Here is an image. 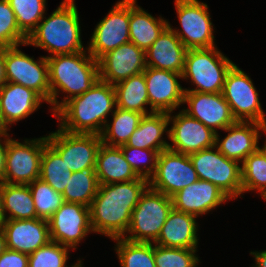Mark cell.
<instances>
[{
    "instance_id": "e575fe53",
    "label": "cell",
    "mask_w": 266,
    "mask_h": 267,
    "mask_svg": "<svg viewBox=\"0 0 266 267\" xmlns=\"http://www.w3.org/2000/svg\"><path fill=\"white\" fill-rule=\"evenodd\" d=\"M242 194L257 191L266 201V153L259 148L250 154L241 165Z\"/></svg>"
},
{
    "instance_id": "30bf717a",
    "label": "cell",
    "mask_w": 266,
    "mask_h": 267,
    "mask_svg": "<svg viewBox=\"0 0 266 267\" xmlns=\"http://www.w3.org/2000/svg\"><path fill=\"white\" fill-rule=\"evenodd\" d=\"M46 137L69 171L96 167L97 153L102 144L100 135L69 133L59 128Z\"/></svg>"
},
{
    "instance_id": "74e56055",
    "label": "cell",
    "mask_w": 266,
    "mask_h": 267,
    "mask_svg": "<svg viewBox=\"0 0 266 267\" xmlns=\"http://www.w3.org/2000/svg\"><path fill=\"white\" fill-rule=\"evenodd\" d=\"M70 248L57 242L50 241L48 244L28 254V267H68L66 265ZM77 263L69 266L75 267Z\"/></svg>"
},
{
    "instance_id": "c3c4849f",
    "label": "cell",
    "mask_w": 266,
    "mask_h": 267,
    "mask_svg": "<svg viewBox=\"0 0 266 267\" xmlns=\"http://www.w3.org/2000/svg\"><path fill=\"white\" fill-rule=\"evenodd\" d=\"M10 129L6 127L4 121H3V117H2V114H1V107H0V135H3V134H8V131Z\"/></svg>"
},
{
    "instance_id": "9a60e30c",
    "label": "cell",
    "mask_w": 266,
    "mask_h": 267,
    "mask_svg": "<svg viewBox=\"0 0 266 267\" xmlns=\"http://www.w3.org/2000/svg\"><path fill=\"white\" fill-rule=\"evenodd\" d=\"M51 241L76 249L92 233L90 207L64 202L48 219Z\"/></svg>"
},
{
    "instance_id": "f907efd6",
    "label": "cell",
    "mask_w": 266,
    "mask_h": 267,
    "mask_svg": "<svg viewBox=\"0 0 266 267\" xmlns=\"http://www.w3.org/2000/svg\"><path fill=\"white\" fill-rule=\"evenodd\" d=\"M82 261H80L75 267H82Z\"/></svg>"
},
{
    "instance_id": "681fc988",
    "label": "cell",
    "mask_w": 266,
    "mask_h": 267,
    "mask_svg": "<svg viewBox=\"0 0 266 267\" xmlns=\"http://www.w3.org/2000/svg\"><path fill=\"white\" fill-rule=\"evenodd\" d=\"M265 153H266V139H265V143L263 146L260 147Z\"/></svg>"
},
{
    "instance_id": "836d02e7",
    "label": "cell",
    "mask_w": 266,
    "mask_h": 267,
    "mask_svg": "<svg viewBox=\"0 0 266 267\" xmlns=\"http://www.w3.org/2000/svg\"><path fill=\"white\" fill-rule=\"evenodd\" d=\"M115 251L121 267H156L154 243L132 242L123 237L114 238Z\"/></svg>"
},
{
    "instance_id": "e0dca14e",
    "label": "cell",
    "mask_w": 266,
    "mask_h": 267,
    "mask_svg": "<svg viewBox=\"0 0 266 267\" xmlns=\"http://www.w3.org/2000/svg\"><path fill=\"white\" fill-rule=\"evenodd\" d=\"M183 104L188 105V108L182 109L185 113L199 120L215 133L218 132L217 129L224 130L237 122L222 92L184 91Z\"/></svg>"
},
{
    "instance_id": "52a82bcc",
    "label": "cell",
    "mask_w": 266,
    "mask_h": 267,
    "mask_svg": "<svg viewBox=\"0 0 266 267\" xmlns=\"http://www.w3.org/2000/svg\"><path fill=\"white\" fill-rule=\"evenodd\" d=\"M214 149L215 146L189 155L198 179L215 184L230 199L238 198L242 194L241 166Z\"/></svg>"
},
{
    "instance_id": "60d3db41",
    "label": "cell",
    "mask_w": 266,
    "mask_h": 267,
    "mask_svg": "<svg viewBox=\"0 0 266 267\" xmlns=\"http://www.w3.org/2000/svg\"><path fill=\"white\" fill-rule=\"evenodd\" d=\"M27 37L20 31L8 0H0V46L25 45Z\"/></svg>"
},
{
    "instance_id": "9c48e42d",
    "label": "cell",
    "mask_w": 266,
    "mask_h": 267,
    "mask_svg": "<svg viewBox=\"0 0 266 267\" xmlns=\"http://www.w3.org/2000/svg\"><path fill=\"white\" fill-rule=\"evenodd\" d=\"M222 94L236 121L257 122L266 125L259 94L251 78L234 64L228 71Z\"/></svg>"
},
{
    "instance_id": "ffe728a7",
    "label": "cell",
    "mask_w": 266,
    "mask_h": 267,
    "mask_svg": "<svg viewBox=\"0 0 266 267\" xmlns=\"http://www.w3.org/2000/svg\"><path fill=\"white\" fill-rule=\"evenodd\" d=\"M266 133V125L257 122L237 121L224 129L228 134L220 140L219 133L215 136V148L227 158L243 163L259 147V131Z\"/></svg>"
},
{
    "instance_id": "3957f363",
    "label": "cell",
    "mask_w": 266,
    "mask_h": 267,
    "mask_svg": "<svg viewBox=\"0 0 266 267\" xmlns=\"http://www.w3.org/2000/svg\"><path fill=\"white\" fill-rule=\"evenodd\" d=\"M46 57L53 114L66 101L85 93L100 79L98 61L88 53L87 48L79 53ZM60 92L67 93L61 102L58 101Z\"/></svg>"
},
{
    "instance_id": "277c9868",
    "label": "cell",
    "mask_w": 266,
    "mask_h": 267,
    "mask_svg": "<svg viewBox=\"0 0 266 267\" xmlns=\"http://www.w3.org/2000/svg\"><path fill=\"white\" fill-rule=\"evenodd\" d=\"M74 1L64 0L49 17L44 16L25 45L40 47L48 51L49 56L84 51L80 18Z\"/></svg>"
},
{
    "instance_id": "484cf974",
    "label": "cell",
    "mask_w": 266,
    "mask_h": 267,
    "mask_svg": "<svg viewBox=\"0 0 266 267\" xmlns=\"http://www.w3.org/2000/svg\"><path fill=\"white\" fill-rule=\"evenodd\" d=\"M169 125L168 113L153 112L144 115L126 145L140 149H152L160 153L168 149L170 144L163 139L165 132L169 137V128H167Z\"/></svg>"
},
{
    "instance_id": "7a4b0ae2",
    "label": "cell",
    "mask_w": 266,
    "mask_h": 267,
    "mask_svg": "<svg viewBox=\"0 0 266 267\" xmlns=\"http://www.w3.org/2000/svg\"><path fill=\"white\" fill-rule=\"evenodd\" d=\"M115 108L114 86L99 79L89 90L66 101L52 115L60 121L58 128L66 132L100 135L108 121L107 116L113 114Z\"/></svg>"
},
{
    "instance_id": "44dd1931",
    "label": "cell",
    "mask_w": 266,
    "mask_h": 267,
    "mask_svg": "<svg viewBox=\"0 0 266 267\" xmlns=\"http://www.w3.org/2000/svg\"><path fill=\"white\" fill-rule=\"evenodd\" d=\"M8 249L31 254L51 241L48 220H6L2 225Z\"/></svg>"
},
{
    "instance_id": "b9f144b4",
    "label": "cell",
    "mask_w": 266,
    "mask_h": 267,
    "mask_svg": "<svg viewBox=\"0 0 266 267\" xmlns=\"http://www.w3.org/2000/svg\"><path fill=\"white\" fill-rule=\"evenodd\" d=\"M0 267H28V254L7 248L0 255Z\"/></svg>"
},
{
    "instance_id": "7dc6e473",
    "label": "cell",
    "mask_w": 266,
    "mask_h": 267,
    "mask_svg": "<svg viewBox=\"0 0 266 267\" xmlns=\"http://www.w3.org/2000/svg\"><path fill=\"white\" fill-rule=\"evenodd\" d=\"M7 249L6 246V237L5 234L2 230V228L0 227V255Z\"/></svg>"
},
{
    "instance_id": "8fae6325",
    "label": "cell",
    "mask_w": 266,
    "mask_h": 267,
    "mask_svg": "<svg viewBox=\"0 0 266 267\" xmlns=\"http://www.w3.org/2000/svg\"><path fill=\"white\" fill-rule=\"evenodd\" d=\"M39 60V61H38ZM33 57L19 50V45L5 47V70L7 82L23 85L37 92L50 104V85L47 57Z\"/></svg>"
},
{
    "instance_id": "4fadbf2b",
    "label": "cell",
    "mask_w": 266,
    "mask_h": 267,
    "mask_svg": "<svg viewBox=\"0 0 266 267\" xmlns=\"http://www.w3.org/2000/svg\"><path fill=\"white\" fill-rule=\"evenodd\" d=\"M130 0H119L93 30L88 53L98 61L103 55L130 42Z\"/></svg>"
},
{
    "instance_id": "6da1fadb",
    "label": "cell",
    "mask_w": 266,
    "mask_h": 267,
    "mask_svg": "<svg viewBox=\"0 0 266 267\" xmlns=\"http://www.w3.org/2000/svg\"><path fill=\"white\" fill-rule=\"evenodd\" d=\"M148 187L149 180L142 177L127 182L99 185L90 206L93 232L111 239L126 235L132 212Z\"/></svg>"
},
{
    "instance_id": "f35d334b",
    "label": "cell",
    "mask_w": 266,
    "mask_h": 267,
    "mask_svg": "<svg viewBox=\"0 0 266 267\" xmlns=\"http://www.w3.org/2000/svg\"><path fill=\"white\" fill-rule=\"evenodd\" d=\"M198 249L172 248L154 244L156 267H198Z\"/></svg>"
},
{
    "instance_id": "4dcf8cb0",
    "label": "cell",
    "mask_w": 266,
    "mask_h": 267,
    "mask_svg": "<svg viewBox=\"0 0 266 267\" xmlns=\"http://www.w3.org/2000/svg\"><path fill=\"white\" fill-rule=\"evenodd\" d=\"M111 116L112 122L107 121L100 134L101 141L107 146L120 147L128 142L144 115L116 107Z\"/></svg>"
},
{
    "instance_id": "83f0119b",
    "label": "cell",
    "mask_w": 266,
    "mask_h": 267,
    "mask_svg": "<svg viewBox=\"0 0 266 267\" xmlns=\"http://www.w3.org/2000/svg\"><path fill=\"white\" fill-rule=\"evenodd\" d=\"M136 2L137 0H130V42L145 52L168 26L169 22L161 16L153 17Z\"/></svg>"
},
{
    "instance_id": "8992f818",
    "label": "cell",
    "mask_w": 266,
    "mask_h": 267,
    "mask_svg": "<svg viewBox=\"0 0 266 267\" xmlns=\"http://www.w3.org/2000/svg\"><path fill=\"white\" fill-rule=\"evenodd\" d=\"M172 198L148 187L134 208L123 238L132 242L155 243L170 211Z\"/></svg>"
},
{
    "instance_id": "7bdbcfd3",
    "label": "cell",
    "mask_w": 266,
    "mask_h": 267,
    "mask_svg": "<svg viewBox=\"0 0 266 267\" xmlns=\"http://www.w3.org/2000/svg\"><path fill=\"white\" fill-rule=\"evenodd\" d=\"M3 137V140L2 138ZM6 137V138H5ZM9 134L0 135V182H5V167Z\"/></svg>"
},
{
    "instance_id": "ac0fdd59",
    "label": "cell",
    "mask_w": 266,
    "mask_h": 267,
    "mask_svg": "<svg viewBox=\"0 0 266 267\" xmlns=\"http://www.w3.org/2000/svg\"><path fill=\"white\" fill-rule=\"evenodd\" d=\"M146 67L145 52L132 42L122 44L98 60L100 80L113 86L142 73Z\"/></svg>"
},
{
    "instance_id": "1f68e13d",
    "label": "cell",
    "mask_w": 266,
    "mask_h": 267,
    "mask_svg": "<svg viewBox=\"0 0 266 267\" xmlns=\"http://www.w3.org/2000/svg\"><path fill=\"white\" fill-rule=\"evenodd\" d=\"M99 183L95 168H86L73 172L63 192L64 202L91 206L97 194Z\"/></svg>"
},
{
    "instance_id": "f6af8a7d",
    "label": "cell",
    "mask_w": 266,
    "mask_h": 267,
    "mask_svg": "<svg viewBox=\"0 0 266 267\" xmlns=\"http://www.w3.org/2000/svg\"><path fill=\"white\" fill-rule=\"evenodd\" d=\"M250 254L254 256L255 259V265L251 267H266V250L264 251H251Z\"/></svg>"
},
{
    "instance_id": "7c38bea8",
    "label": "cell",
    "mask_w": 266,
    "mask_h": 267,
    "mask_svg": "<svg viewBox=\"0 0 266 267\" xmlns=\"http://www.w3.org/2000/svg\"><path fill=\"white\" fill-rule=\"evenodd\" d=\"M47 137L25 139L10 138L7 146L5 183L28 185L39 178L40 162Z\"/></svg>"
},
{
    "instance_id": "d6a6232c",
    "label": "cell",
    "mask_w": 266,
    "mask_h": 267,
    "mask_svg": "<svg viewBox=\"0 0 266 267\" xmlns=\"http://www.w3.org/2000/svg\"><path fill=\"white\" fill-rule=\"evenodd\" d=\"M72 173L62 161L61 156L47 143L41 156L39 178L56 192L63 194Z\"/></svg>"
},
{
    "instance_id": "bcb514c9",
    "label": "cell",
    "mask_w": 266,
    "mask_h": 267,
    "mask_svg": "<svg viewBox=\"0 0 266 267\" xmlns=\"http://www.w3.org/2000/svg\"><path fill=\"white\" fill-rule=\"evenodd\" d=\"M6 221L4 208H3V198H2V182H0V227Z\"/></svg>"
},
{
    "instance_id": "d590c367",
    "label": "cell",
    "mask_w": 266,
    "mask_h": 267,
    "mask_svg": "<svg viewBox=\"0 0 266 267\" xmlns=\"http://www.w3.org/2000/svg\"><path fill=\"white\" fill-rule=\"evenodd\" d=\"M47 0H8L20 31L28 38L44 19Z\"/></svg>"
},
{
    "instance_id": "8d00e7d4",
    "label": "cell",
    "mask_w": 266,
    "mask_h": 267,
    "mask_svg": "<svg viewBox=\"0 0 266 267\" xmlns=\"http://www.w3.org/2000/svg\"><path fill=\"white\" fill-rule=\"evenodd\" d=\"M34 201L37 218L48 220L64 203L63 195L56 192L41 178L28 184Z\"/></svg>"
},
{
    "instance_id": "5b68a950",
    "label": "cell",
    "mask_w": 266,
    "mask_h": 267,
    "mask_svg": "<svg viewBox=\"0 0 266 267\" xmlns=\"http://www.w3.org/2000/svg\"><path fill=\"white\" fill-rule=\"evenodd\" d=\"M234 64L217 46L187 49L182 79H190L196 88H184V91L221 93L226 75Z\"/></svg>"
},
{
    "instance_id": "d4e9b609",
    "label": "cell",
    "mask_w": 266,
    "mask_h": 267,
    "mask_svg": "<svg viewBox=\"0 0 266 267\" xmlns=\"http://www.w3.org/2000/svg\"><path fill=\"white\" fill-rule=\"evenodd\" d=\"M196 216L172 208L154 244L172 248L197 249Z\"/></svg>"
},
{
    "instance_id": "ab89813d",
    "label": "cell",
    "mask_w": 266,
    "mask_h": 267,
    "mask_svg": "<svg viewBox=\"0 0 266 267\" xmlns=\"http://www.w3.org/2000/svg\"><path fill=\"white\" fill-rule=\"evenodd\" d=\"M125 160L134 172L142 178L149 180L156 171L159 152L152 149H140L132 146H120ZM149 164V165H146Z\"/></svg>"
},
{
    "instance_id": "603a6c76",
    "label": "cell",
    "mask_w": 266,
    "mask_h": 267,
    "mask_svg": "<svg viewBox=\"0 0 266 267\" xmlns=\"http://www.w3.org/2000/svg\"><path fill=\"white\" fill-rule=\"evenodd\" d=\"M45 100L34 90L23 85L6 82L0 88V107L7 128L27 118L40 108Z\"/></svg>"
},
{
    "instance_id": "ee69618b",
    "label": "cell",
    "mask_w": 266,
    "mask_h": 267,
    "mask_svg": "<svg viewBox=\"0 0 266 267\" xmlns=\"http://www.w3.org/2000/svg\"><path fill=\"white\" fill-rule=\"evenodd\" d=\"M7 82L5 70V47L0 46V88Z\"/></svg>"
},
{
    "instance_id": "7402d4cb",
    "label": "cell",
    "mask_w": 266,
    "mask_h": 267,
    "mask_svg": "<svg viewBox=\"0 0 266 267\" xmlns=\"http://www.w3.org/2000/svg\"><path fill=\"white\" fill-rule=\"evenodd\" d=\"M171 198L174 209L196 217L231 200L215 184L200 179L178 191Z\"/></svg>"
},
{
    "instance_id": "5bb4252c",
    "label": "cell",
    "mask_w": 266,
    "mask_h": 267,
    "mask_svg": "<svg viewBox=\"0 0 266 267\" xmlns=\"http://www.w3.org/2000/svg\"><path fill=\"white\" fill-rule=\"evenodd\" d=\"M197 180L189 155L166 149L158 155L156 171L149 179V187L172 197Z\"/></svg>"
},
{
    "instance_id": "2e32d148",
    "label": "cell",
    "mask_w": 266,
    "mask_h": 267,
    "mask_svg": "<svg viewBox=\"0 0 266 267\" xmlns=\"http://www.w3.org/2000/svg\"><path fill=\"white\" fill-rule=\"evenodd\" d=\"M173 112L168 113L169 123V144L168 149L190 155L215 146L216 133L205 126L199 120L191 117L183 110L175 116Z\"/></svg>"
},
{
    "instance_id": "ba28073f",
    "label": "cell",
    "mask_w": 266,
    "mask_h": 267,
    "mask_svg": "<svg viewBox=\"0 0 266 267\" xmlns=\"http://www.w3.org/2000/svg\"><path fill=\"white\" fill-rule=\"evenodd\" d=\"M175 8L182 30H175L176 36L187 49L212 48L214 25L208 12V5L199 0H175Z\"/></svg>"
},
{
    "instance_id": "f546056e",
    "label": "cell",
    "mask_w": 266,
    "mask_h": 267,
    "mask_svg": "<svg viewBox=\"0 0 266 267\" xmlns=\"http://www.w3.org/2000/svg\"><path fill=\"white\" fill-rule=\"evenodd\" d=\"M2 198L6 220L37 218L33 196L28 185L2 182Z\"/></svg>"
},
{
    "instance_id": "f1b7e54d",
    "label": "cell",
    "mask_w": 266,
    "mask_h": 267,
    "mask_svg": "<svg viewBox=\"0 0 266 267\" xmlns=\"http://www.w3.org/2000/svg\"><path fill=\"white\" fill-rule=\"evenodd\" d=\"M116 93V107L136 111L143 115L153 112L147 111L145 106L149 105V97L147 93L144 72L133 75L114 85Z\"/></svg>"
},
{
    "instance_id": "cb8c5ba5",
    "label": "cell",
    "mask_w": 266,
    "mask_h": 267,
    "mask_svg": "<svg viewBox=\"0 0 266 267\" xmlns=\"http://www.w3.org/2000/svg\"><path fill=\"white\" fill-rule=\"evenodd\" d=\"M187 48L167 26L145 51L146 66L183 73Z\"/></svg>"
},
{
    "instance_id": "4316f807",
    "label": "cell",
    "mask_w": 266,
    "mask_h": 267,
    "mask_svg": "<svg viewBox=\"0 0 266 267\" xmlns=\"http://www.w3.org/2000/svg\"><path fill=\"white\" fill-rule=\"evenodd\" d=\"M95 172L99 185L127 182L139 178L125 160L120 147H111L103 143L97 153Z\"/></svg>"
},
{
    "instance_id": "d6986e66",
    "label": "cell",
    "mask_w": 266,
    "mask_h": 267,
    "mask_svg": "<svg viewBox=\"0 0 266 267\" xmlns=\"http://www.w3.org/2000/svg\"><path fill=\"white\" fill-rule=\"evenodd\" d=\"M144 72L151 112H173L183 104L182 74L146 67Z\"/></svg>"
}]
</instances>
